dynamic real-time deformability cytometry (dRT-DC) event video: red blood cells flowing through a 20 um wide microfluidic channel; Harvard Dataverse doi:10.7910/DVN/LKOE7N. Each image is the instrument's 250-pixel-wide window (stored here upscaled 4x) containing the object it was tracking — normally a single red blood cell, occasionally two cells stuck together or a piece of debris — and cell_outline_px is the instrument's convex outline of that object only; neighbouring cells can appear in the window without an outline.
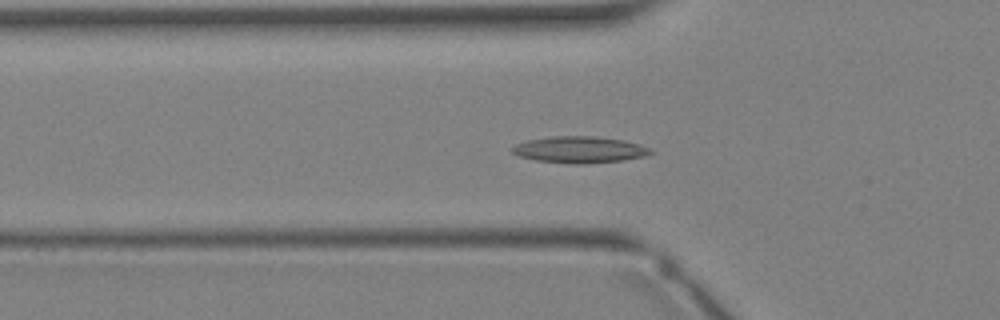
{"species": "Egyptian fruit bat (a non-hibernating species)", "species_latin": "Rousettus aegyptiacus", "temperature_condition": "warm", "stored_images_in_passage": 35, "camera_frame_rate_fps": 3000, "um_per_image_px": 0.085, "animal": {"sex": "female"}, "frame": {"image": 1, "passage_image": 12, "time_ms": 3.667, "image_size_px": [1000, 320], "cell_outline_px": [[652, 152], [644, 156], [620, 160], [584, 164], [576, 164], [536, 160], [520, 156], [512, 152], [508, 148], [516, 144], [528, 140], [552, 136], [596, 136], [624, 140], [640, 144], [648, 148]], "centroid_in_image_um": [49.22, 12.71], "position_along_channel_um": 76.6, "area_um2": 21.21}}
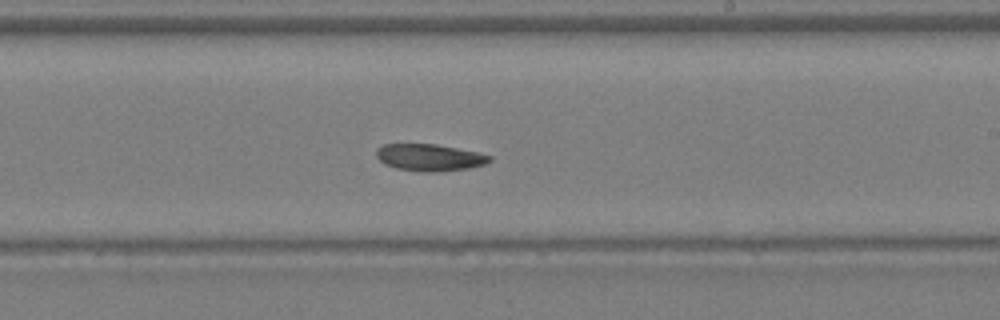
{"frame": {"image": 2, "passage_image": 21, "time_ms": 6.667, "image_size_px": [1000, 320], "cell_outline_px": [[492, 160], [484, 164], [468, 168], [436, 172], [420, 172], [396, 168], [384, 164], [376, 156], [376, 148], [384, 144], [436, 144], [476, 152], [492, 156]], "centroid_in_image_um": [36.48, 13.39], "position_along_channel_um": 252.5, "area_um2": 17.74}}
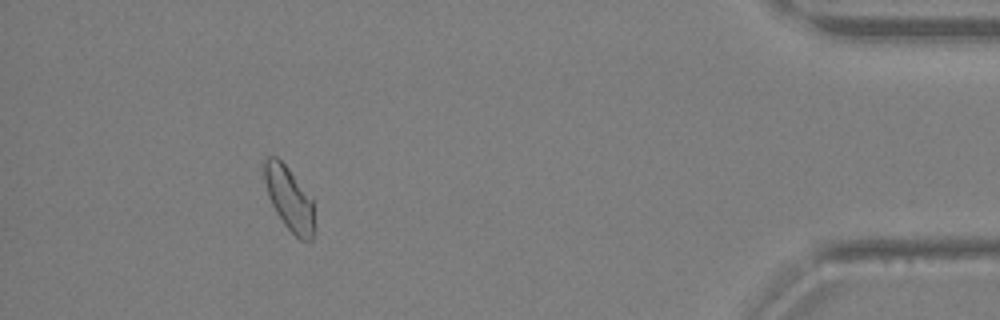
{"frame": {"image": 3, "passage_image": 32, "time_ms": 10.333, "image_size_px": [1000, 320], "cell_outline_px": [[316, 232], [312, 240], [300, 240], [284, 224], [276, 212], [268, 196], [264, 180], [264, 160], [268, 156], [276, 156], [288, 168], [312, 196], [316, 228]], "centroid_in_image_um": [24.63, 16.91], "position_along_channel_um": 410.6, "area_um2": 18.96}}